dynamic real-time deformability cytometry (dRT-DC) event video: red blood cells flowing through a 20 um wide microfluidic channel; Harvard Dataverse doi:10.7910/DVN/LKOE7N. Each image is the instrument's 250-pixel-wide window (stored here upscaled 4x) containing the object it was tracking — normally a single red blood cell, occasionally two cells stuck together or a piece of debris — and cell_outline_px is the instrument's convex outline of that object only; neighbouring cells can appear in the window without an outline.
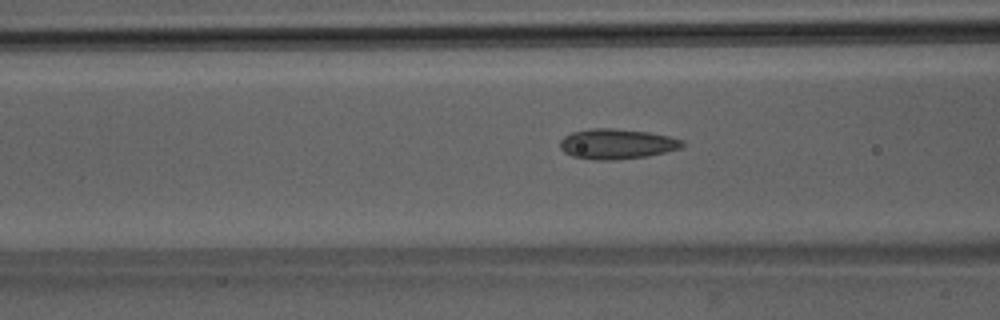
{"species": "Egyptian fruit bat (a non-hibernating species)", "species_latin": "Rousettus aegyptiacus", "temperature_condition": "room temperature", "stored_images_in_passage": 43, "camera_frame_rate_fps": 3000, "um_per_image_px": 0.085, "animal": {"sex": "male"}, "frame": {"image": 1, "passage_image": 15, "time_ms": 4.667, "image_size_px": [1000, 320], "cell_outline_px": [[684, 144], [680, 148], [648, 156], [612, 160], [596, 160], [572, 156], [564, 152], [560, 148], [560, 140], [564, 136], [572, 132], [592, 128], [612, 128], [648, 132], [668, 136], [684, 140]], "centroid_in_image_um": [52.41, 12.23], "position_along_channel_um": 114.2, "area_um2": 21.44}}
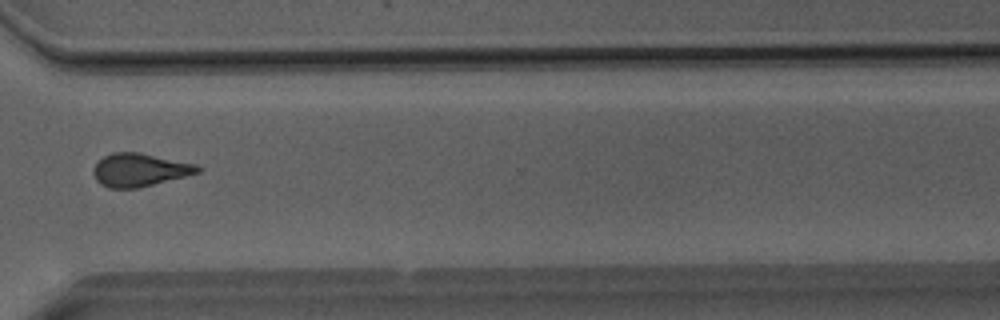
{"frame": {"image": 2, "passage_image": 33, "time_ms": 10.667, "image_size_px": [1000, 320], "cell_outline_px": [[204, 168], [200, 172], [136, 188], [108, 188], [100, 184], [96, 180], [92, 172], [92, 168], [104, 156], [112, 152], [140, 152], [196, 164]], "centroid_in_image_um": [11.85, 14.43], "position_along_channel_um": 358.8, "area_um2": 20.06}}
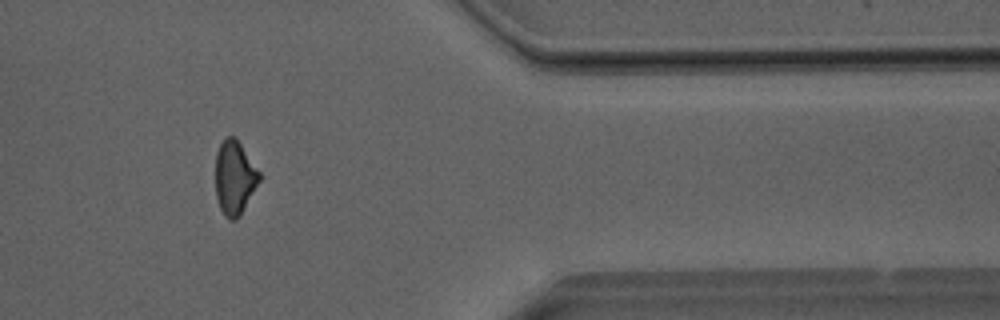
{"frame": {"image": 3, "passage_image": 37, "time_ms": 12.0, "image_size_px": [1000, 320], "cell_outline_px": [[260, 180], [240, 216], [236, 220], [228, 220], [224, 216], [220, 208], [216, 196], [216, 152], [224, 136], [236, 136], [260, 172]], "centroid_in_image_um": [19.93, 15.08], "position_along_channel_um": 391.5, "area_um2": 19.07}}